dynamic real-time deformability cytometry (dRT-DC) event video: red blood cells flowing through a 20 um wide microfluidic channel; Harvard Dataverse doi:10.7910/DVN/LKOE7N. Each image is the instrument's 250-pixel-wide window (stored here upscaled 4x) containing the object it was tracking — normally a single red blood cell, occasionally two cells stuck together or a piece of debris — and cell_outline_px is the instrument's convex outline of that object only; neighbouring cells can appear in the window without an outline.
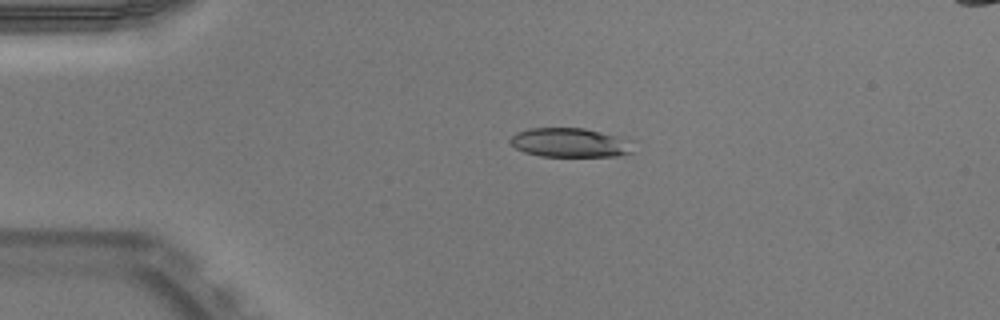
{"species": "Egyptian fruit bat (a non-hibernating species)", "species_latin": "Rousettus aegyptiacus", "temperature_condition": "warm", "stored_images_in_passage": 52, "camera_frame_rate_fps": 3000, "um_per_image_px": 0.085, "animal": {"sex": "male"}, "frame": {"image": 1, "passage_image": 12, "time_ms": 3.667, "image_size_px": [1000, 320], "cell_outline_px": [[636, 152], [620, 156], [540, 156], [524, 152], [516, 148], [508, 140], [516, 132], [528, 128], [584, 128], [636, 140]], "centroid_in_image_um": [48.57, 12.13], "position_along_channel_um": 36.4, "area_um2": 21.5}}
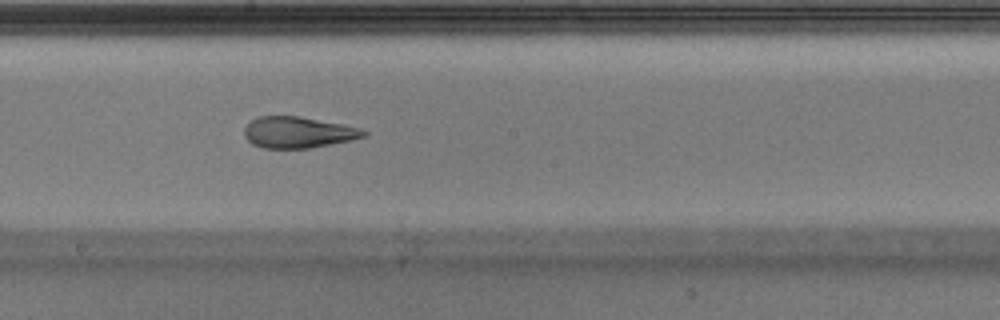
{"frame": {"image": 2, "passage_image": 29, "time_ms": 9.333, "image_size_px": [1000, 320], "cell_outline_px": [[368, 136], [352, 140], [308, 148], [264, 148], [252, 144], [244, 136], [244, 128], [256, 116], [300, 116], [344, 124], [360, 128], [368, 132]], "centroid_in_image_um": [25.36, 11.24], "position_along_channel_um": 222.8, "area_um2": 21.85}}
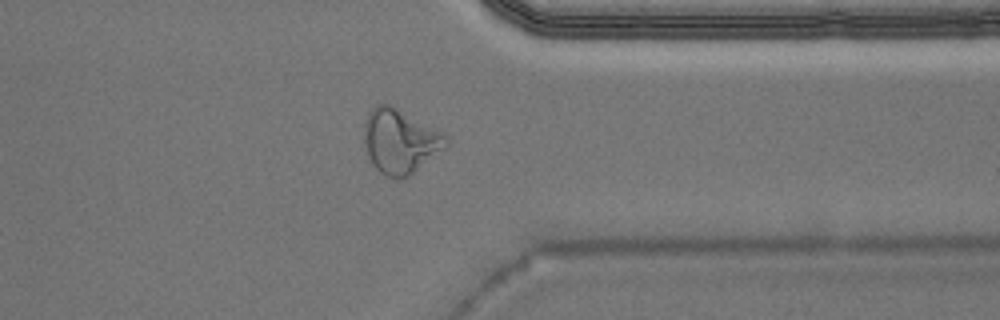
{"frame": {"image": 3, "passage_image": 41, "time_ms": 13.333, "image_size_px": [1000, 320], "cell_outline_px": [[448, 144], [408, 176], [400, 180], [384, 176], [372, 164], [364, 148], [364, 132], [368, 112], [376, 104], [388, 104], [444, 132], [448, 136]], "centroid_in_image_um": [33.98, 12.01], "position_along_channel_um": 377.4, "area_um2": 30.46}, "authors_computed_cell_mechanics": {"area_um2": 22.8599, "velocity_mm_per_s": 3.9658, "shape_relaxation_time_tau1_ms": null, "shape_relaxation_time_tau2_ms": 2.0295, "deformation_change_tau1": null, "deformation_change_tau2": 0.0993}}